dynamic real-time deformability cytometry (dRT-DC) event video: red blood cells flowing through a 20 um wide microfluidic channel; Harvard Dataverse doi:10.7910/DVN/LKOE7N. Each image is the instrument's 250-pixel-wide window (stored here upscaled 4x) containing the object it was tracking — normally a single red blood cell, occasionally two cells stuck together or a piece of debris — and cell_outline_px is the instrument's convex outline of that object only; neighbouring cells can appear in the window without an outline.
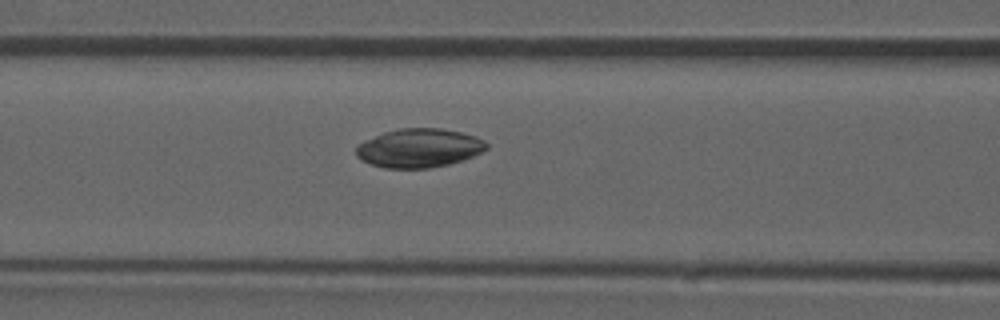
{"species": "common noctule bat (a hibernating species)", "species_latin": "Nyctalus noctula", "temperature_condition": "room temperature", "stored_images_in_passage": 39, "camera_frame_rate_fps": 3000, "um_per_image_px": 0.085, "animal": {"sex": "male", "forearm_length_mm": 52.5}, "frame": {"image": 1, "passage_image": 22, "time_ms": 7.0, "image_size_px": [1000, 320], "cell_outline_px": [[488, 148], [464, 160], [448, 164], [428, 168], [384, 168], [360, 160], [356, 156], [356, 148], [360, 144], [384, 132], [400, 128], [440, 128], [460, 132], [476, 136], [484, 140], [488, 144]], "centroid_in_image_um": [35.64, 12.59], "position_along_channel_um": 131.0, "area_um2": 29.3}}